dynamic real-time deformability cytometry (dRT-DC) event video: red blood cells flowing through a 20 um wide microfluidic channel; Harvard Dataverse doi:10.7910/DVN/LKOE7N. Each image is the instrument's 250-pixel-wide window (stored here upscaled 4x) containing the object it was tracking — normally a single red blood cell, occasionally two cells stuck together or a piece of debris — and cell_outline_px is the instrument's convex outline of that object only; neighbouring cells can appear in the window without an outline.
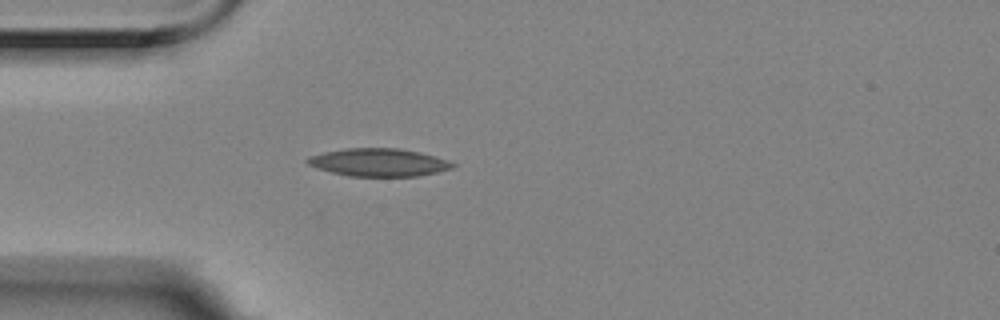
{"species": "Egyptian fruit bat (a non-hibernating species)", "species_latin": "Rousettus aegyptiacus", "temperature_condition": "room temperature", "stored_images_in_passage": 42, "camera_frame_rate_fps": 3000, "um_per_image_px": 0.085, "animal": {"sex": "female"}, "frame": {"image": 1, "passage_image": 1, "time_ms": 0.0, "image_size_px": [1000, 320], "cell_outline_px": [[456, 164], [452, 168], [440, 172], [416, 176], [348, 176], [332, 172], [308, 164], [304, 160], [308, 156], [324, 152], [348, 148], [400, 148], [420, 152], [436, 156], [448, 160]], "centroid_in_image_um": [32.22, 13.8], "position_along_channel_um": 52.8, "area_um2": 23.58}}
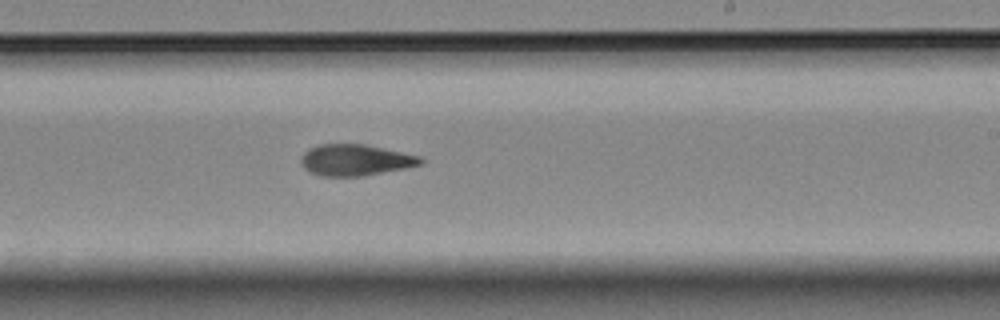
{"frame": {"image": 2, "passage_image": 19, "time_ms": 6.0, "image_size_px": [1000, 320], "cell_outline_px": [[424, 160], [420, 164], [404, 168], [364, 176], [320, 176], [304, 168], [300, 160], [304, 152], [308, 148], [320, 144], [364, 144], [420, 156]], "centroid_in_image_um": [30.18, 13.6], "position_along_channel_um": 258.8, "area_um2": 21.62}}
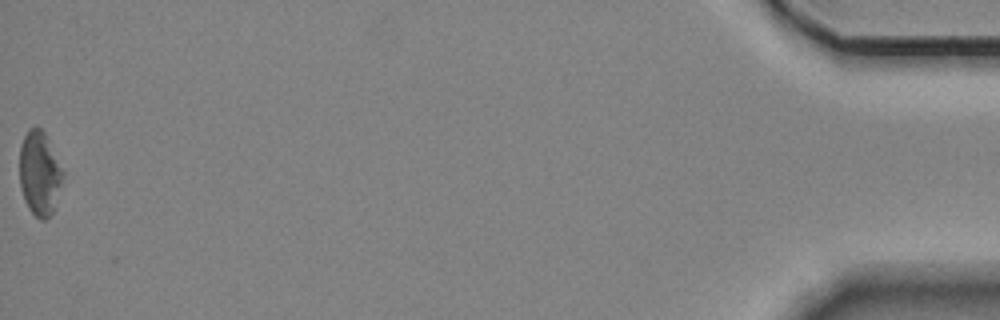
{"frame": {"image": 3, "passage_image": 42, "time_ms": 13.667, "image_size_px": [1000, 320], "cell_outline_px": [[64, 172], [52, 216], [44, 220], [40, 220], [28, 208], [24, 200], [20, 188], [20, 144], [28, 128], [40, 128], [44, 132]], "centroid_in_image_um": [3.35, 14.76], "position_along_channel_um": 431.9, "area_um2": 21.15}, "authors_computed_cell_mechanics": {"area_um2": 22.3686, "velocity_mm_per_s": 3.5291, "shape_relaxation_time_tau1_ms": 9.2474, "shape_relaxation_time_tau2_ms": 3.1447, "deformation_change_tau1": 0.1693, "deformation_change_tau2": 0.1047}}